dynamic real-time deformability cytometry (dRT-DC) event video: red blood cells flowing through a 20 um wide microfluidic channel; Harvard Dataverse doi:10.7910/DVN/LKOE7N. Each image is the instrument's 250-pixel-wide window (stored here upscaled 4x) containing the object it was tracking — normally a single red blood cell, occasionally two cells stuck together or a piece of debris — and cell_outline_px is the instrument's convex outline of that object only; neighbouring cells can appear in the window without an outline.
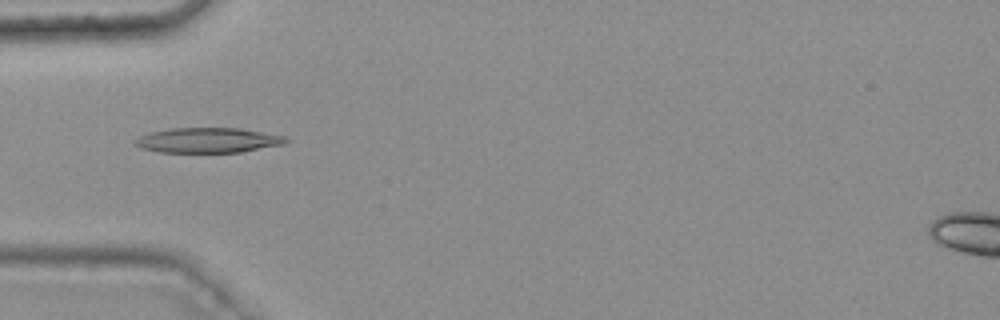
{"species": "common noctule bat (a hibernating species)", "species_latin": "Nyctalus noctula", "temperature_condition": "warm", "stored_images_in_passage": 48, "camera_frame_rate_fps": 3000, "um_per_image_px": 0.085, "animal": {"sex": "female", "body_mass_g": 25.1}, "frame": {"image": 1, "passage_image": 17, "time_ms": 5.333, "image_size_px": [1000, 320], "cell_outline_px": [[288, 140], [284, 144], [240, 152], [160, 152], [140, 148], [132, 140], [148, 132], [168, 128], [240, 128], [284, 136]], "centroid_in_image_um": [17.62, 11.91], "position_along_channel_um": 67.4, "area_um2": 21.96}}
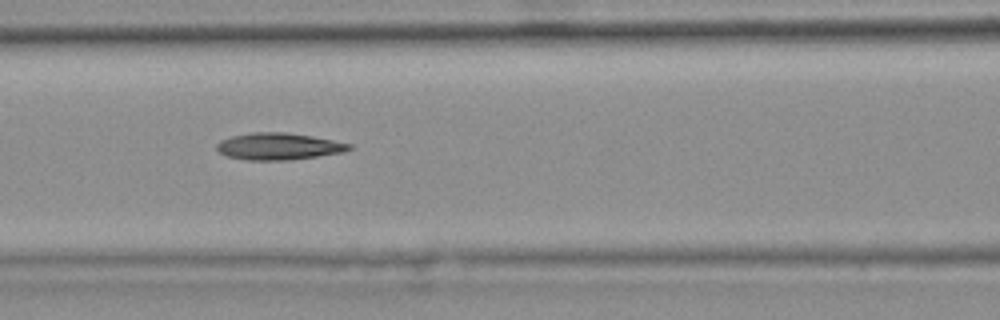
{"frame": {"image": 2, "passage_image": 23, "time_ms": 7.333, "image_size_px": [1000, 320], "cell_outline_px": [[352, 148], [344, 152], [288, 160], [248, 160], [228, 156], [220, 152], [216, 148], [216, 144], [220, 140], [232, 136], [252, 132], [284, 132], [312, 136], [352, 144]], "centroid_in_image_um": [23.67, 12.43], "position_along_channel_um": 142.9, "area_um2": 20.58}}
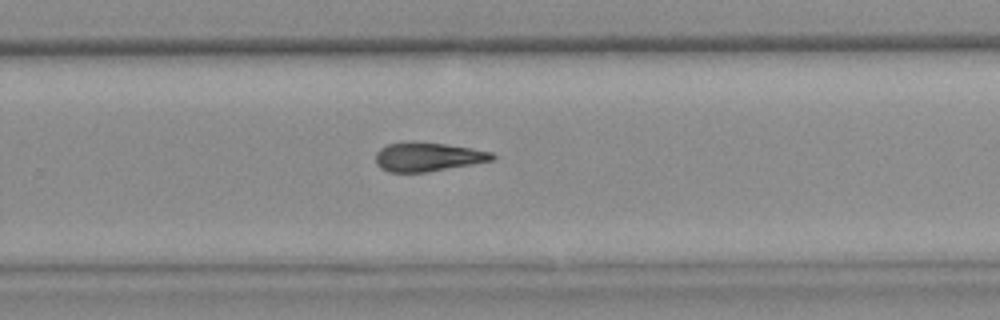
{"frame": {"image": 3, "passage_image": 35, "time_ms": 11.333, "image_size_px": [1000, 320], "cell_outline_px": [[496, 160], [428, 172], [388, 172], [380, 168], [376, 164], [376, 152], [380, 148], [388, 144], [444, 144], [472, 148], [492, 152], [496, 156]], "centroid_in_image_um": [36.41, 13.38], "position_along_channel_um": 293.4, "area_um2": 19.19}, "authors_computed_cell_mechanics": {"area_um2": 20.2589, "velocity_mm_per_s": 3.7731, "shape_relaxation_time_tau1_ms": null, "shape_relaxation_time_tau2_ms": 5.978, "deformation_change_tau1": null, "deformation_change_tau2": 0.1691}}